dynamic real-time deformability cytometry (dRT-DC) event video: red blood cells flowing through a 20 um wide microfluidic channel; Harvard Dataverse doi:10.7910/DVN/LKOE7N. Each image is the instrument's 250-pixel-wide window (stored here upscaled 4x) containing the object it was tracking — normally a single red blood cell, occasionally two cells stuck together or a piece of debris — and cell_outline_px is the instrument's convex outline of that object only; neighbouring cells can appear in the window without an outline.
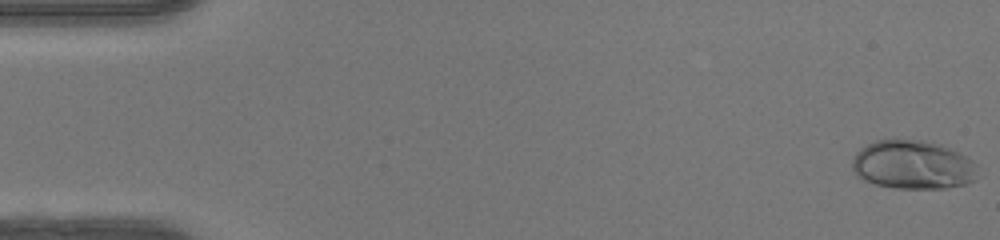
{"species": "human", "species_latin": "Homo sapiens", "temperature_condition": "warm", "stored_images_in_passage": 50, "camera_frame_rate_fps": 3000, "um_per_image_px": 0.085, "donor": {"sex": "female"}, "frame": {"image": 1, "passage_image": 1, "time_ms": 0.0, "image_size_px": [1000, 240], "cell_outline_px": [[980, 176], [976, 180], [964, 184], [944, 188], [896, 188], [876, 184], [864, 180], [856, 176], [852, 172], [852, 160], [856, 152], [860, 148], [876, 140], [924, 140], [940, 144], [972, 160], [976, 164]], "centroid_in_image_um": [77.59, 14.02], "position_along_channel_um": 7.4, "area_um2": 35.78}}
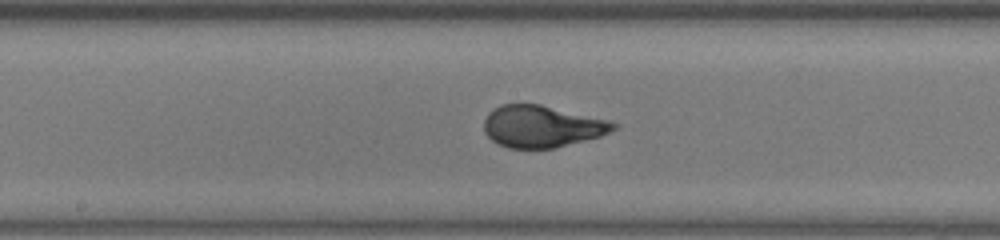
{"frame": {"image": 2, "passage_image": 26, "time_ms": 8.333, "image_size_px": [1000, 240], "cell_outline_px": [[620, 124], [616, 128], [600, 136], [556, 148], [508, 148], [496, 144], [484, 132], [484, 120], [488, 112], [492, 108], [500, 104], [540, 104], [608, 120]], "centroid_in_image_um": [46.02, 10.74], "position_along_channel_um": 202.2, "area_um2": 31.67}}
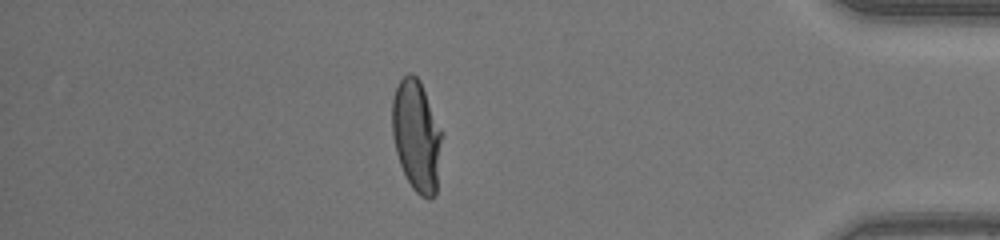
{"frame": {"image": 3, "passage_image": 43, "time_ms": 14.0, "image_size_px": [1000, 240], "cell_outline_px": [[444, 132], [436, 196], [428, 200], [420, 196], [412, 188], [400, 164], [396, 152], [392, 136], [392, 100], [396, 88], [400, 80], [408, 72], [412, 72], [420, 80]], "centroid_in_image_um": [35.44, 11.55], "position_along_channel_um": 399.8, "area_um2": 33.06}}